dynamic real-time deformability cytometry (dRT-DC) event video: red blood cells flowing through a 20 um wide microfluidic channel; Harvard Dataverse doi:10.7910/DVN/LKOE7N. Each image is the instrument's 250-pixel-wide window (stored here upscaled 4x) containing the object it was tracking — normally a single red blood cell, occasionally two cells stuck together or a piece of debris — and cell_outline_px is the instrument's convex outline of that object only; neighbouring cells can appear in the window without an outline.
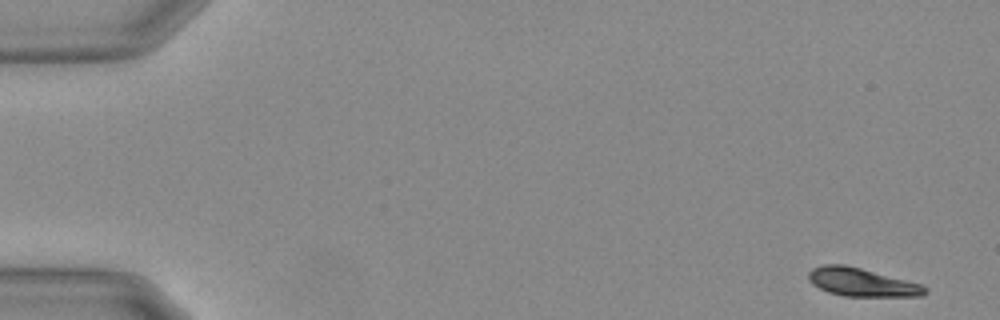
{"species": "Egyptian fruit bat (a non-hibernating species)", "species_latin": "Rousettus aegyptiacus", "temperature_condition": "warm", "stored_images_in_passage": 15, "camera_frame_rate_fps": 3000, "um_per_image_px": 0.085, "animal": {"sex": "female"}, "frame": {"image": 1, "passage_image": 1, "time_ms": 0.0, "image_size_px": [1000, 320], "cell_outline_px": [[928, 292], [924, 296], [844, 296], [828, 292], [812, 284], [808, 280], [808, 272], [812, 268], [824, 264], [844, 264], [860, 268], [920, 284], [928, 288]], "centroid_in_image_um": [73.23, 23.99], "position_along_channel_um": 11.8, "area_um2": 19.07}}